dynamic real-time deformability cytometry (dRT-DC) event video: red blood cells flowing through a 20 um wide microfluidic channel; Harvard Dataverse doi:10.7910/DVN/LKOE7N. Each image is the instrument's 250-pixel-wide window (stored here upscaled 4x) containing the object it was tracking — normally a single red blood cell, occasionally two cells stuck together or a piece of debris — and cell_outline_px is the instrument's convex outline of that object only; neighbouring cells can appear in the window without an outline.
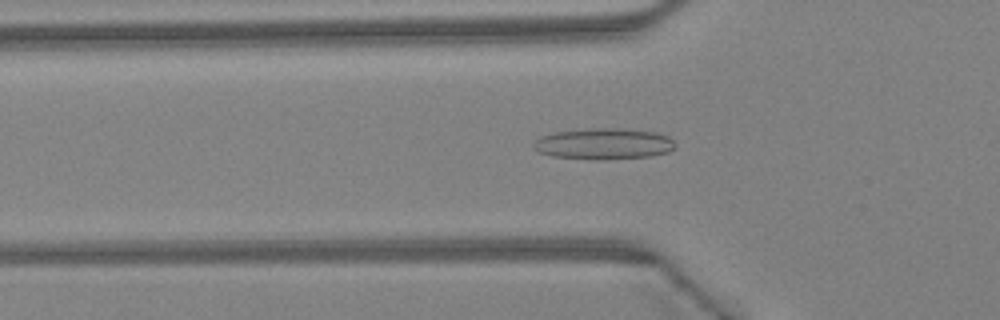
{"species": "Egyptian fruit bat (a non-hibernating species)", "species_latin": "Rousettus aegyptiacus", "temperature_condition": "warm", "stored_images_in_passage": 43, "camera_frame_rate_fps": 3000, "um_per_image_px": 0.085, "animal": {"sex": "female"}, "frame": {"image": 1, "passage_image": 14, "time_ms": 4.333, "image_size_px": [1000, 320], "cell_outline_px": [[676, 148], [668, 152], [652, 156], [604, 160], [592, 160], [552, 156], [540, 152], [532, 148], [532, 144], [540, 136], [552, 132], [592, 128], [632, 128], [656, 132], [668, 136], [676, 144]], "centroid_in_image_um": [51.33, 12.22], "position_along_channel_um": 74.5, "area_um2": 26.3}}
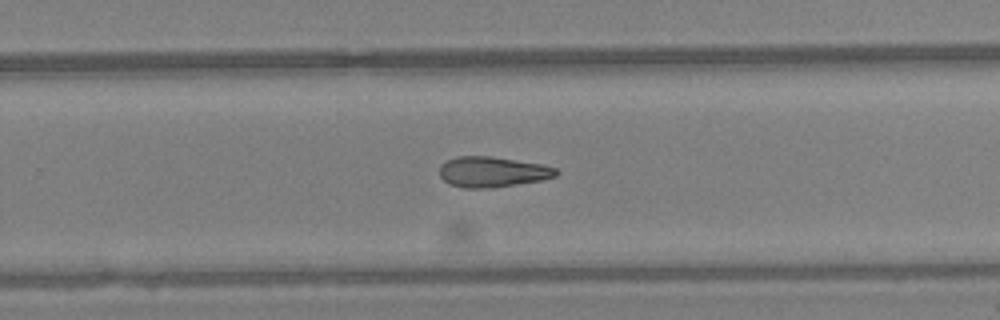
{"frame": {"image": 2, "passage_image": 28, "time_ms": 9.0, "image_size_px": [1000, 320], "cell_outline_px": [[560, 172], [556, 176], [540, 180], [492, 188], [464, 188], [448, 184], [440, 176], [440, 168], [448, 160], [456, 156], [488, 156], [540, 164], [556, 168]], "centroid_in_image_um": [41.84, 14.62], "position_along_channel_um": 288.0, "area_um2": 20.46}}
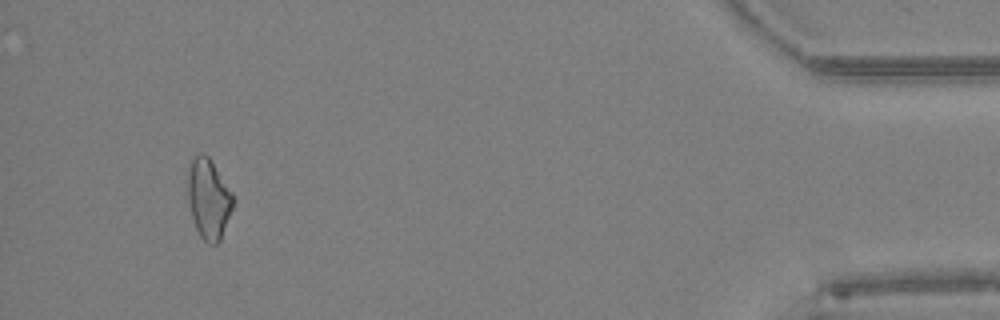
{"frame": {"image": 3, "passage_image": 41, "time_ms": 13.333, "image_size_px": [1000, 320], "cell_outline_px": [[236, 200], [220, 240], [216, 244], [208, 244], [200, 236], [196, 228], [188, 204], [188, 168], [192, 156], [200, 152], [204, 152], [208, 156], [232, 192]], "centroid_in_image_um": [17.73, 16.87], "position_along_channel_um": 417.5, "area_um2": 21.33}, "authors_computed_cell_mechanics": {"area_um2": 21.097, "velocity_mm_per_s": 4.5752, "shape_relaxation_time_tau1_ms": null, "shape_relaxation_time_tau2_ms": 9.8012, "deformation_change_tau1": null, "deformation_change_tau2": 0.2655}}